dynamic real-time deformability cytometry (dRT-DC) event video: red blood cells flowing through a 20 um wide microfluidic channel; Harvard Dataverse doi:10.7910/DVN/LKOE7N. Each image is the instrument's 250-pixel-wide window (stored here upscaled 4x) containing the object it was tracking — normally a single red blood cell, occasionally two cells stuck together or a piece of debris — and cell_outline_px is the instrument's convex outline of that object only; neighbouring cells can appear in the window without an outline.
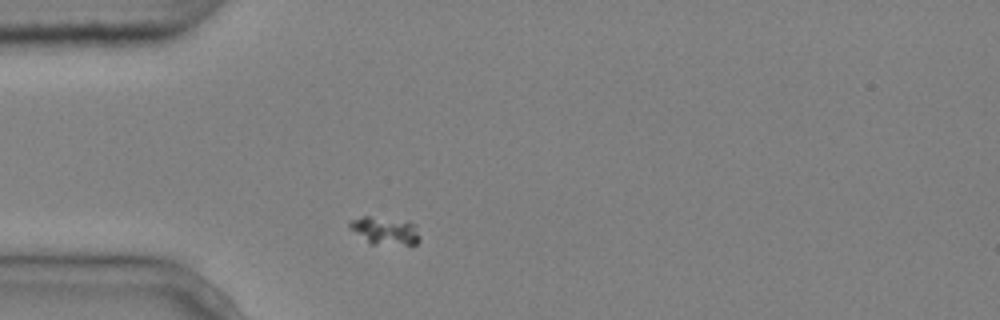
{"species": "common noctule bat (a hibernating species)", "species_latin": "Nyctalus noctula", "temperature_condition": "cold", "stored_images_in_passage": 2, "camera_frame_rate_fps": 3000, "um_per_image_px": 0.085, "animal": {"sex": "male", "body_mass_g": 20.4}, "frame": {"image": 1, "passage_image": 2, "time_ms": 0.333, "image_size_px": [1000, 320], "cell_outline_px": [[420, 240], [416, 244], [368, 244], [348, 228], [348, 220], [364, 216], [368, 216], [408, 220], [416, 224], [420, 236]], "centroid_in_image_um": [32.71, 19.59], "position_along_channel_um": 52.3, "area_um2": 11.79}}